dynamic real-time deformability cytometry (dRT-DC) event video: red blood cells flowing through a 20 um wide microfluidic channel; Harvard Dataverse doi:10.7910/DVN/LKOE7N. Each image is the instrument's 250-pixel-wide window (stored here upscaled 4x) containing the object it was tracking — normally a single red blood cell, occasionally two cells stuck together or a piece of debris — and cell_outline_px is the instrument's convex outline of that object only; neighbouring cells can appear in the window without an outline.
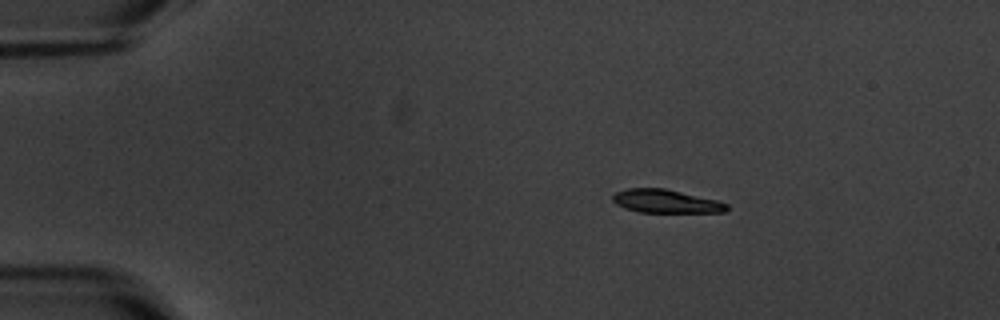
{"species": "common noctule bat (a hibernating species)", "species_latin": "Nyctalus noctula", "temperature_condition": "warm", "stored_images_in_passage": 5, "camera_frame_rate_fps": 3000, "um_per_image_px": 0.085, "animal": {"sex": "male", "body_mass_g": 20.1, "forearm_length_mm": 53.5}, "frame": {"image": 1, "passage_image": 2, "time_ms": 1.333, "image_size_px": [1000, 320], "cell_outline_px": [[728, 208], [724, 212], [640, 212], [624, 208], [616, 204], [612, 200], [612, 196], [616, 192], [628, 188], [664, 188], [716, 200], [728, 204]], "centroid_in_image_um": [56.56, 17.11], "position_along_channel_um": 28.4, "area_um2": 15.37}}
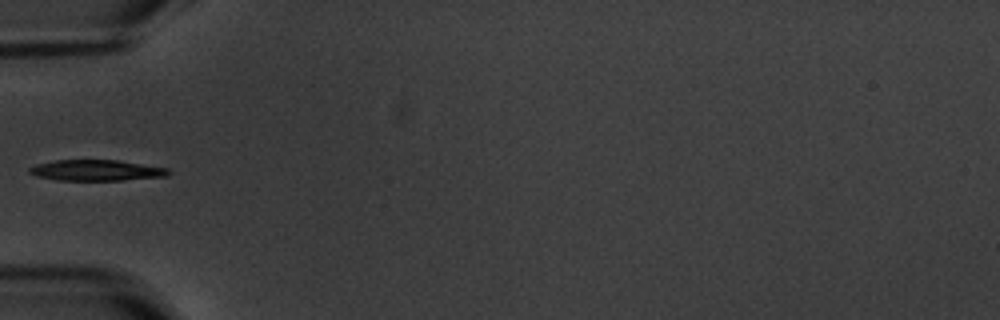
{"frame": {"image": 2, "passage_image": 5, "time_ms": 4.667, "image_size_px": [1000, 320], "cell_outline_px": [[172, 172], [168, 176], [124, 180], [56, 180], [36, 176], [28, 172], [28, 168], [36, 164], [56, 160], [116, 160], [168, 168]], "centroid_in_image_um": [8.19, 14.48], "position_along_channel_um": 76.8, "area_um2": 16.94}}